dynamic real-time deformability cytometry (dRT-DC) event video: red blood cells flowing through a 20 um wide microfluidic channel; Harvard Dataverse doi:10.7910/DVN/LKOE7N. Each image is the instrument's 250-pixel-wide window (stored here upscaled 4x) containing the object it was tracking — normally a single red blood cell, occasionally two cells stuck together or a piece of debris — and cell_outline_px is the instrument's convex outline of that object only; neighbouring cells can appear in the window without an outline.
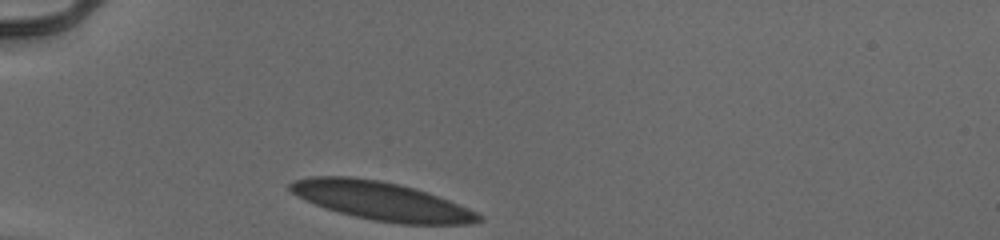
{"species": "human", "species_latin": "Homo sapiens", "temperature_condition": "cold", "stored_images_in_passage": 29, "camera_frame_rate_fps": 3000, "um_per_image_px": 0.085, "donor": {"sex": "male"}, "frame": {"image": 1, "passage_image": 1, "time_ms": 0.0, "image_size_px": [1000, 240], "cell_outline_px": [[484, 220], [472, 224], [400, 224], [372, 220], [324, 208], [292, 192], [288, 188], [288, 184], [296, 180], [312, 176], [352, 176], [380, 180], [412, 188], [448, 200], [468, 208], [484, 216]], "centroid_in_image_um": [32.45, 17.09], "position_along_channel_um": 52.6, "area_um2": 41.67}}
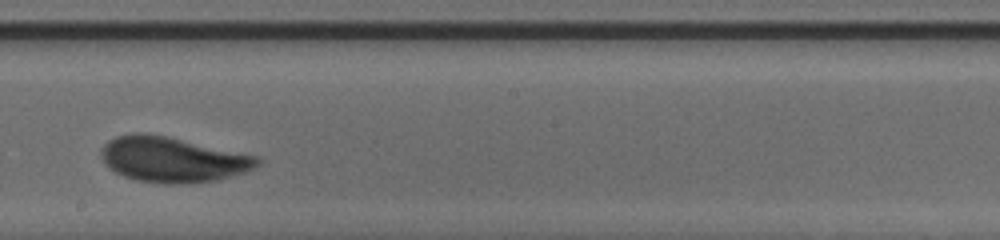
{"frame": {"image": 2, "passage_image": 17, "time_ms": 5.333, "image_size_px": [1000, 240], "cell_outline_px": [[260, 164], [256, 168], [244, 172], [216, 180], [192, 184], [164, 184], [136, 180], [124, 176], [116, 172], [100, 156], [100, 148], [108, 140], [116, 136], [136, 132], [144, 132], [168, 136], [260, 156]], "centroid_in_image_um": [14.7, 13.55], "position_along_channel_um": 233.5, "area_um2": 41.62}}
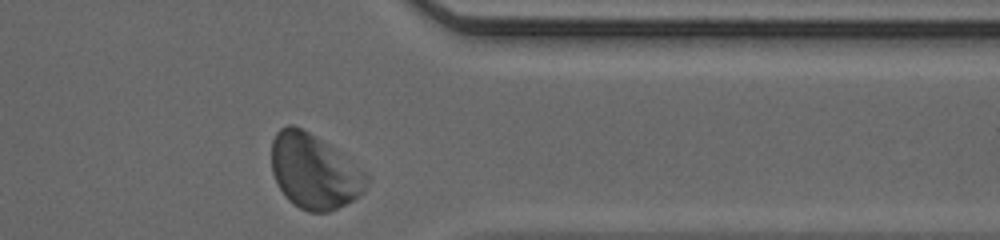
{"frame": {"image": 3, "passage_image": 29, "time_ms": 9.333, "image_size_px": [1000, 240], "cell_outline_px": [[368, 184], [364, 192], [352, 200], [328, 212], [308, 212], [292, 204], [284, 196], [272, 172], [272, 140], [276, 132], [280, 128], [288, 124], [292, 124], [308, 132], [368, 172]], "centroid_in_image_um": [26.7, 14.59], "position_along_channel_um": 384.7, "area_um2": 41.1}, "authors_computed_cell_mechanics": {"area_um2": 40.8646, "velocity_mm_per_s": 3.8715, "shape_relaxation_time_tau1_ms": 2.7123, "shape_relaxation_time_tau2_ms": null, "deformation_change_tau1": 0.1361, "deformation_change_tau2": null}}